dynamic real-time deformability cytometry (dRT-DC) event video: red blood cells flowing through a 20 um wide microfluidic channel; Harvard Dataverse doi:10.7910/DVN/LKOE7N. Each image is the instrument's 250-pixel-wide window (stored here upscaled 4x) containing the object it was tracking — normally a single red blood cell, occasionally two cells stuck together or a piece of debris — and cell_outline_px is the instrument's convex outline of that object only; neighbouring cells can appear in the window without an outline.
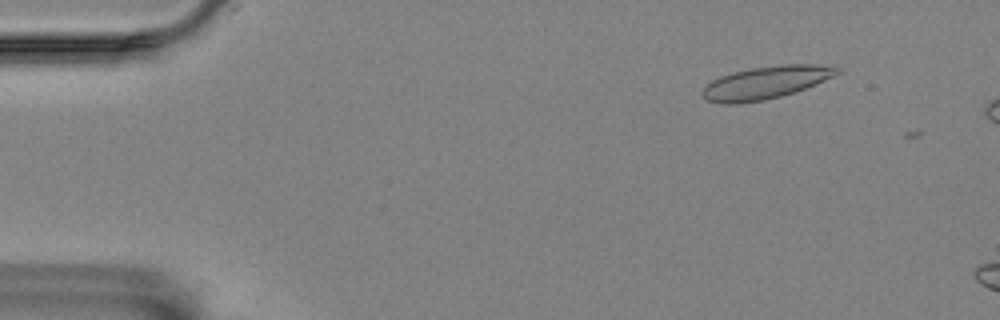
{"species": "Egyptian fruit bat (a non-hibernating species)", "species_latin": "Rousettus aegyptiacus", "temperature_condition": "room temperature", "stored_images_in_passage": 2, "camera_frame_rate_fps": 3000, "um_per_image_px": 0.085, "animal": {"sex": "female"}, "frame": {"image": 1, "passage_image": 1, "time_ms": 0.0, "image_size_px": [1000, 320], "cell_outline_px": [[840, 72], [816, 84], [780, 96], [764, 100], [736, 104], [720, 104], [708, 100], [700, 92], [712, 80], [720, 76], [732, 72], [752, 68], [780, 64], [836, 64], [840, 68]], "centroid_in_image_um": [65.11, 7.0], "position_along_channel_um": 19.9, "area_um2": 25.66}}